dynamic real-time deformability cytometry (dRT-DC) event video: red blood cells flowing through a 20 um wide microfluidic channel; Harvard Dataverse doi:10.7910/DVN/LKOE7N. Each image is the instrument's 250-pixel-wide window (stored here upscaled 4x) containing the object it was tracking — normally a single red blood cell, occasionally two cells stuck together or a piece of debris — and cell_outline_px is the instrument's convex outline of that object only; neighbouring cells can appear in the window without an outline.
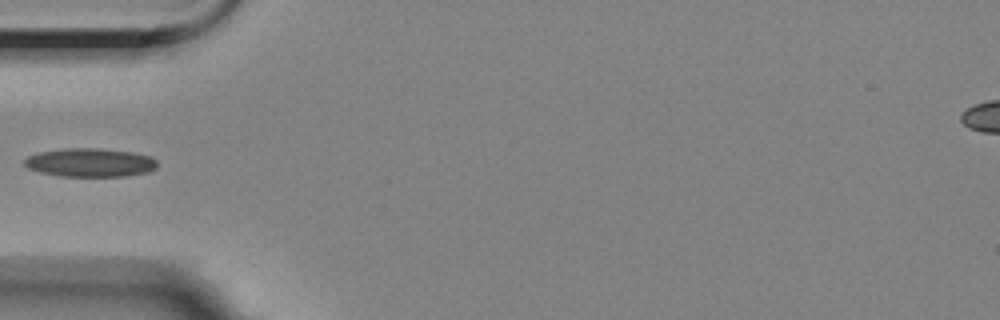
{"species": "Egyptian fruit bat (a non-hibernating species)", "species_latin": "Rousettus aegyptiacus", "temperature_condition": "room temperature", "stored_images_in_passage": 39, "camera_frame_rate_fps": 3000, "um_per_image_px": 0.085, "animal": {"sex": "female"}, "frame": {"image": 1, "passage_image": 1, "time_ms": 0.0, "image_size_px": [1000, 320], "cell_outline_px": [[156, 168], [148, 172], [124, 176], [60, 176], [40, 172], [28, 168], [24, 164], [24, 160], [28, 156], [36, 152], [64, 148], [100, 148], [132, 152], [152, 156], [156, 160]], "centroid_in_image_um": [7.65, 13.81], "position_along_channel_um": 77.4, "area_um2": 22.25}}
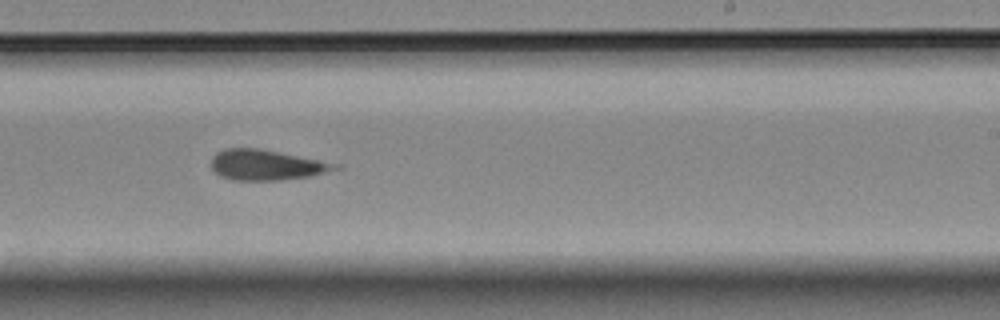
{"frame": {"image": 2, "passage_image": 17, "time_ms": 5.333, "image_size_px": [1000, 320], "cell_outline_px": [[344, 168], [308, 176], [280, 180], [232, 180], [220, 176], [212, 168], [212, 156], [216, 152], [224, 148], [256, 148], [340, 164]], "centroid_in_image_um": [22.63, 14.02], "position_along_channel_um": 266.4, "area_um2": 21.73}}
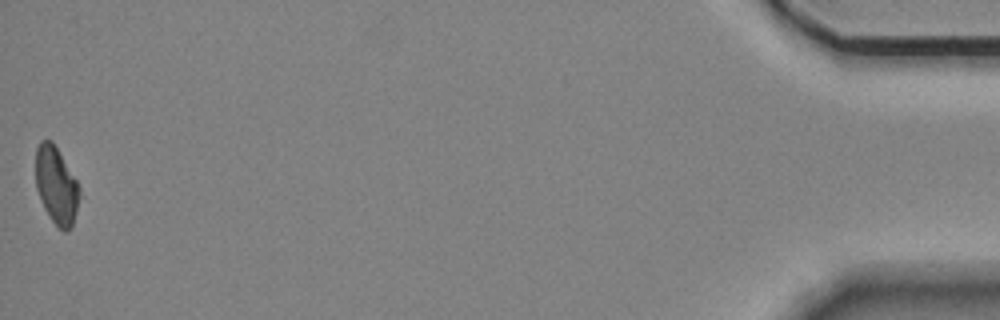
{"frame": {"image": 3, "passage_image": 39, "time_ms": 12.667, "image_size_px": [1000, 320], "cell_outline_px": [[80, 196], [72, 228], [68, 232], [64, 232], [52, 220], [44, 208], [36, 188], [36, 148], [40, 140], [52, 140], [76, 180], [80, 188]], "centroid_in_image_um": [4.79, 15.77], "position_along_channel_um": 430.4, "area_um2": 19.65}}